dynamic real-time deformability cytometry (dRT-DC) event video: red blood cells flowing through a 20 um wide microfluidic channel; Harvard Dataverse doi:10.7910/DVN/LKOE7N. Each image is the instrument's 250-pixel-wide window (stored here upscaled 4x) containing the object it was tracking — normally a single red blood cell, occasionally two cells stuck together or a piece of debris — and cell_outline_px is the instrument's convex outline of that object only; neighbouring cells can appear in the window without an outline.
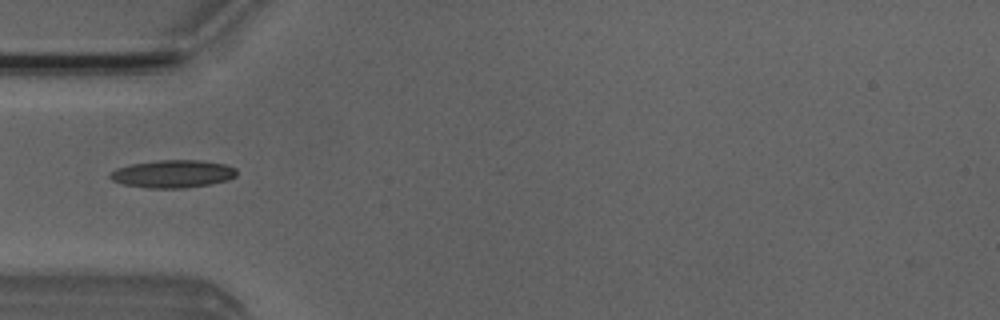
{"species": "Egyptian fruit bat (a non-hibernating species)", "species_latin": "Rousettus aegyptiacus", "temperature_condition": "room temperature", "stored_images_in_passage": 5, "camera_frame_rate_fps": 3000, "um_per_image_px": 0.085, "animal": {"sex": "male"}, "frame": {"image": 1, "passage_image": 4, "time_ms": 1.0, "image_size_px": [1000, 320], "cell_outline_px": [[236, 176], [228, 180], [212, 184], [184, 188], [148, 188], [124, 184], [112, 180], [108, 176], [116, 168], [132, 164], [156, 160], [200, 160], [224, 164], [236, 168]], "centroid_in_image_um": [14.7, 14.78], "position_along_channel_um": 70.3, "area_um2": 20.46}}